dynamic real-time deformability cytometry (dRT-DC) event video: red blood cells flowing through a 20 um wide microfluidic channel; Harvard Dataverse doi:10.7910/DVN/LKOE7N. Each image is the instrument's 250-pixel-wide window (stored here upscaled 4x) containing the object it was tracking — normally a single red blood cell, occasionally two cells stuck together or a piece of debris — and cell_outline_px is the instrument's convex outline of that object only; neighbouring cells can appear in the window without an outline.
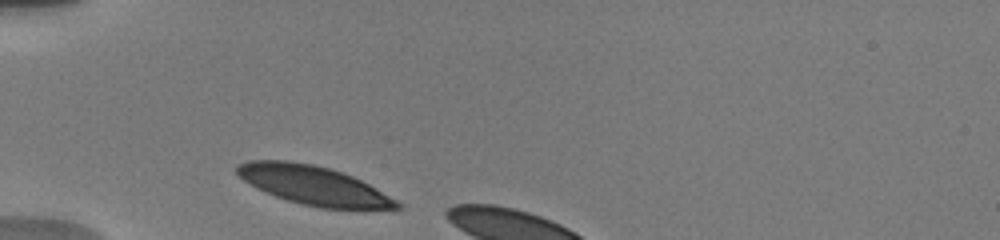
{"species": "human", "species_latin": "Homo sapiens", "temperature_condition": "warm", "stored_images_in_passage": 3, "camera_frame_rate_fps": 3000, "um_per_image_px": 0.085, "donor": {"sex": "male"}, "frame": {"image": 1, "passage_image": 1, "time_ms": 0.0, "image_size_px": [1000, 240], "cell_outline_px": [[404, 208], [364, 212], [360, 212], [320, 208], [288, 200], [276, 196], [244, 180], [236, 172], [236, 168], [240, 164], [248, 160], [288, 160], [312, 164], [344, 172], [376, 188], [396, 200]], "centroid_in_image_um": [26.8, 15.8], "position_along_channel_um": 58.2, "area_um2": 36.7}}